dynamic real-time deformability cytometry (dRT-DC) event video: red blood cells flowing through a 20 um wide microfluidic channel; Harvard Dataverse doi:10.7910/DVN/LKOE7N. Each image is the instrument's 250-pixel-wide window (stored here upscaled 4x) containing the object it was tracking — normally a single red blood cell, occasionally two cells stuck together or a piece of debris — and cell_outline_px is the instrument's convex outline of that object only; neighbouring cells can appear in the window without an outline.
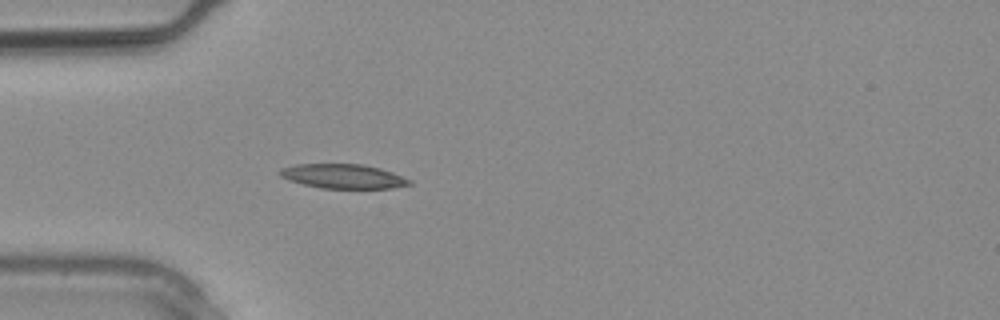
{"species": "common noctule bat (a hibernating species)", "species_latin": "Nyctalus noctula", "temperature_condition": "warm", "stored_images_in_passage": 2, "camera_frame_rate_fps": 3000, "um_per_image_px": 0.085, "animal": {"sex": "male", "body_mass_g": 20.4}, "frame": {"image": 1, "passage_image": 2, "time_ms": 0.333, "image_size_px": [1000, 320], "cell_outline_px": [[412, 184], [392, 188], [320, 188], [288, 180], [280, 176], [276, 172], [280, 168], [296, 164], [364, 164], [380, 168], [392, 172], [412, 180]], "centroid_in_image_um": [29.14, 14.98], "position_along_channel_um": 55.9, "area_um2": 18.5}}